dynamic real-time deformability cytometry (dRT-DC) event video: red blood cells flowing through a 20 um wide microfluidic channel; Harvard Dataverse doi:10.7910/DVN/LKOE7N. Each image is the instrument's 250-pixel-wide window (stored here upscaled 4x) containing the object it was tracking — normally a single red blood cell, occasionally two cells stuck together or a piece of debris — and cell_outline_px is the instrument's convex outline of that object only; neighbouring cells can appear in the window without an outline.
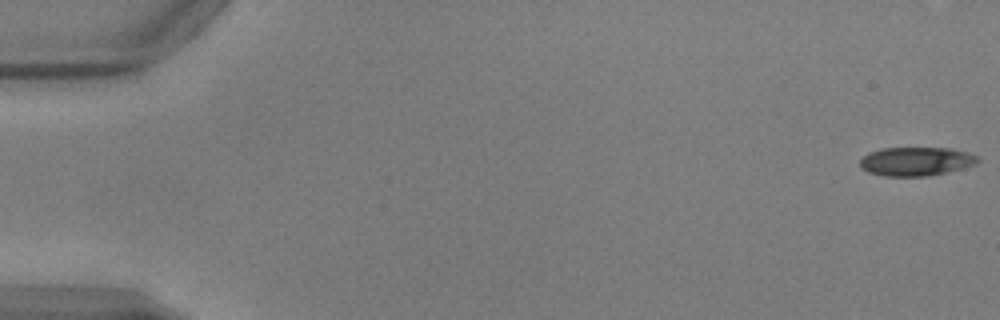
{"species": "common noctule bat (a hibernating species)", "species_latin": "Nyctalus noctula", "temperature_condition": "warm", "stored_images_in_passage": 8, "camera_frame_rate_fps": 3000, "um_per_image_px": 0.085, "animal": {"sex": "male", "body_mass_g": 17.9, "forearm_length_mm": 54.2}, "frame": {"image": 1, "passage_image": 1, "time_ms": 0.0, "image_size_px": [1000, 320], "cell_outline_px": [[980, 160], [976, 164], [928, 176], [884, 176], [868, 172], [860, 168], [860, 160], [868, 152], [884, 148], [952, 148], [968, 152], [980, 156]], "centroid_in_image_um": [77.87, 13.71], "position_along_channel_um": 7.1, "area_um2": 19.77}}